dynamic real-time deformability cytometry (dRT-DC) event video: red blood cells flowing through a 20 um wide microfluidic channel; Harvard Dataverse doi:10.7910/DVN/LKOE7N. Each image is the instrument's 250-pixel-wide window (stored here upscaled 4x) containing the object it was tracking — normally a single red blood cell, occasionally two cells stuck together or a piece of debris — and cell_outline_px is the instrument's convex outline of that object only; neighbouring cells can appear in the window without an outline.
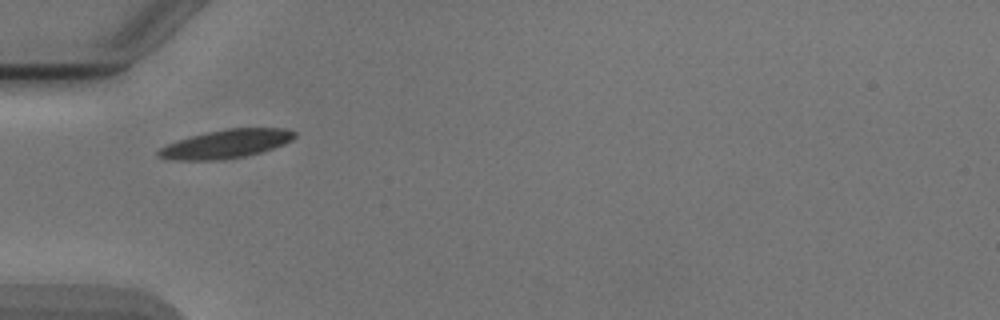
{"species": "Egyptian fruit bat (a non-hibernating species)", "species_latin": "Rousettus aegyptiacus", "temperature_condition": "cold", "stored_images_in_passage": 37, "camera_frame_rate_fps": 3000, "um_per_image_px": 0.085, "animal": {"sex": "male"}, "frame": {"image": 1, "passage_image": 1, "time_ms": 0.0, "image_size_px": [1000, 320], "cell_outline_px": [[296, 136], [292, 140], [284, 144], [260, 152], [244, 156], [216, 160], [172, 160], [156, 156], [156, 152], [160, 148], [176, 140], [208, 132], [228, 128], [288, 128], [296, 132]], "centroid_in_image_um": [19.22, 12.23], "position_along_channel_um": 65.8, "area_um2": 22.54}}
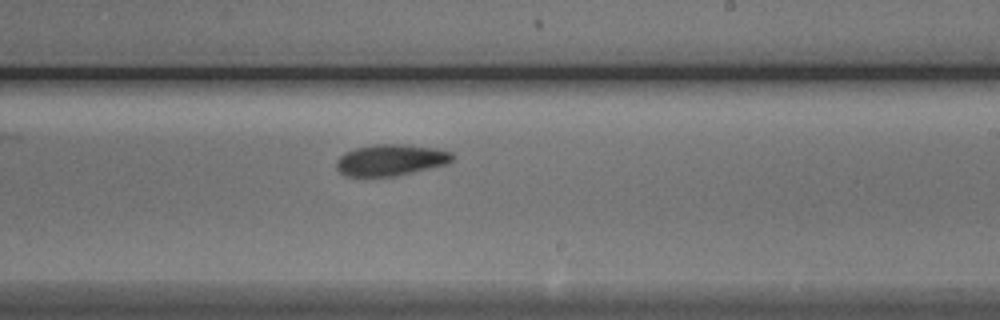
{"frame": {"image": 2, "passage_image": 16, "time_ms": 5.0, "image_size_px": [1000, 320], "cell_outline_px": [[456, 156], [448, 164], [412, 172], [392, 176], [348, 176], [340, 172], [336, 168], [336, 160], [344, 152], [356, 148], [372, 144], [408, 144], [436, 148], [452, 152]], "centroid_in_image_um": [33.23, 13.58], "position_along_channel_um": 255.8, "area_um2": 21.33}}
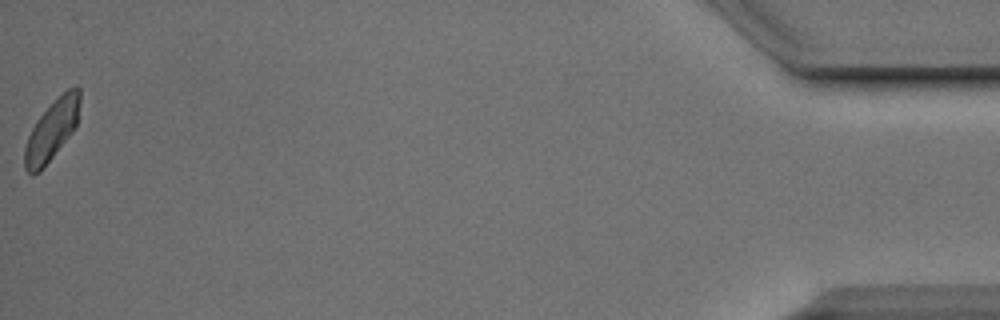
{"frame": {"image": 3, "passage_image": 37, "time_ms": 12.0, "image_size_px": [1000, 320], "cell_outline_px": [[80, 100], [76, 124], [72, 132], [40, 172], [32, 176], [24, 168], [24, 148], [28, 136], [36, 120], [68, 88], [76, 84], [80, 88]], "centroid_in_image_um": [4.39, 11.09], "position_along_channel_um": 430.8, "area_um2": 19.07}, "authors_computed_cell_mechanics": {"area_um2": 21.0392, "velocity_mm_per_s": 3.8438, "shape_relaxation_time_tau1_ms": 2.5628, "shape_relaxation_time_tau2_ms": null, "deformation_change_tau1": 0.1124, "deformation_change_tau2": null}}